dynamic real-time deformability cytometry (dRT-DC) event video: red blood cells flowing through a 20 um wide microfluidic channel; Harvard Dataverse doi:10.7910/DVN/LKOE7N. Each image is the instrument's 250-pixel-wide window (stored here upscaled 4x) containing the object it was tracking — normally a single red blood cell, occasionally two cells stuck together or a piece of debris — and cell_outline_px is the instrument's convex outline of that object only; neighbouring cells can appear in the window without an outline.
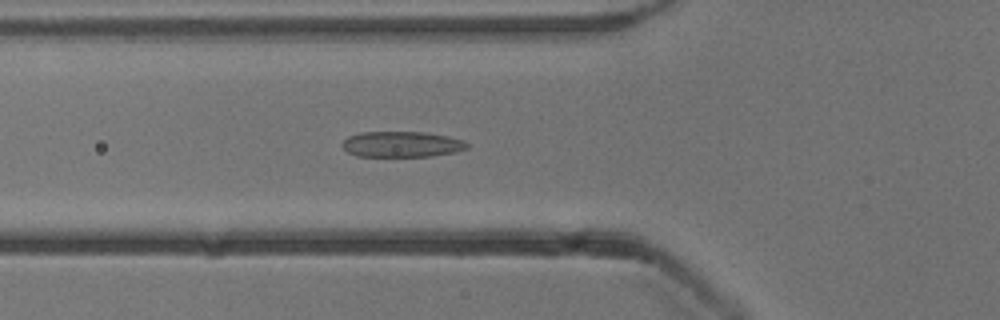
{"species": "common noctule bat (a hibernating species)", "species_latin": "Nyctalus noctula", "temperature_condition": "cold", "stored_images_in_passage": 52, "camera_frame_rate_fps": 3000, "um_per_image_px": 0.085, "animal": {"sex": "male", "body_mass_g": 13.3}, "frame": {"image": 1, "passage_image": 18, "time_ms": 5.667, "image_size_px": [1000, 320], "cell_outline_px": [[468, 148], [456, 152], [432, 156], [356, 156], [348, 152], [340, 144], [348, 136], [360, 132], [424, 132], [448, 136], [464, 140], [468, 144]], "centroid_in_image_um": [34.15, 12.26], "position_along_channel_um": 91.6, "area_um2": 18.79}}
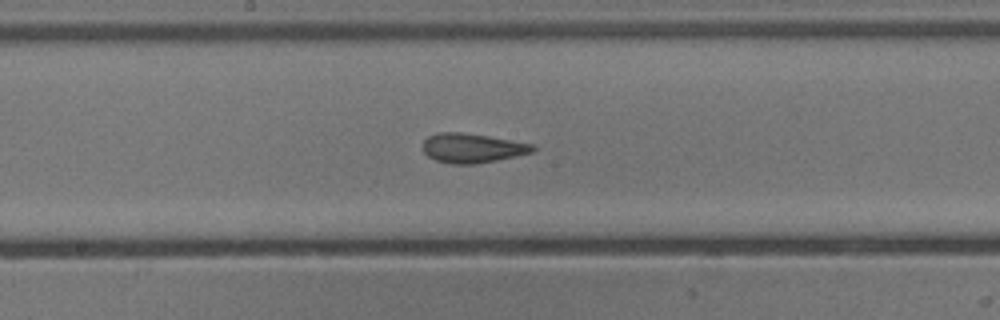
{"frame": {"image": 2, "passage_image": 27, "time_ms": 8.667, "image_size_px": [1000, 320], "cell_outline_px": [[536, 148], [532, 152], [516, 156], [476, 164], [452, 164], [436, 160], [428, 156], [424, 152], [424, 140], [428, 136], [436, 132], [460, 132], [488, 136], [536, 144]], "centroid_in_image_um": [40.16, 12.58], "position_along_channel_um": 208.0, "area_um2": 18.84}}
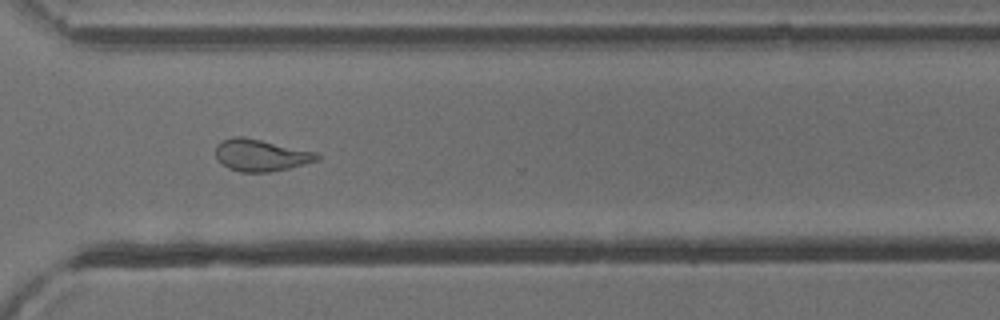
{"frame": {"image": 3, "passage_image": 38, "time_ms": 12.333, "image_size_px": [1000, 320], "cell_outline_px": [[320, 160], [288, 168], [268, 172], [240, 172], [228, 168], [216, 156], [216, 144], [220, 140], [232, 136], [244, 136], [316, 152], [320, 156]], "centroid_in_image_um": [22.16, 13.18], "position_along_channel_um": 348.4, "area_um2": 18.84}, "authors_computed_cell_mechanics": {"area_um2": 19.5075, "velocity_mm_per_s": 3.8464, "shape_relaxation_time_tau1_ms": 5.0077, "shape_relaxation_time_tau2_ms": 1.466, "deformation_change_tau1": 0.1484, "deformation_change_tau2": 0.0999}}